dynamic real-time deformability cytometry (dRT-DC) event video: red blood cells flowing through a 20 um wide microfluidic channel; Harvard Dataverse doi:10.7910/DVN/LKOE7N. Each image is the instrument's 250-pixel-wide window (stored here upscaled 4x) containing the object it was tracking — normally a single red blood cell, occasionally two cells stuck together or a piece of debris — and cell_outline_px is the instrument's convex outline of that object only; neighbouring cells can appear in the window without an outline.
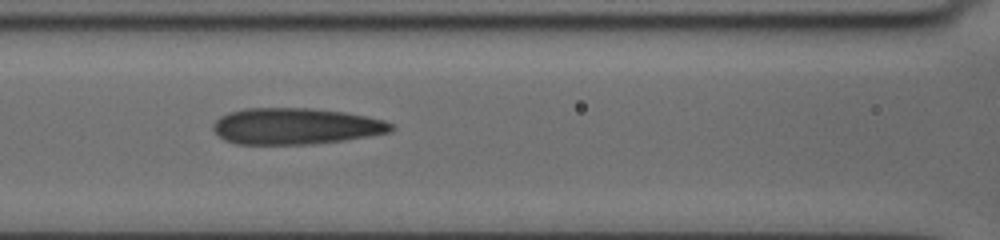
{"species": "human", "species_latin": "Homo sapiens", "temperature_condition": "cold", "stored_images_in_passage": 12, "segment_of_instrument_passage": [2, 2], "camera_frame_rate_fps": 3000, "um_per_image_px": 0.085, "donor": {"sex": "female"}, "frame": {"image": 1, "passage_image": 12, "time_ms": 3.667, "image_size_px": [1000, 240], "cell_outline_px": [[564, 160], [556, 164], [536, 168], [400, 160], [396, 156], [432, 148], [540, 148], [564, 156]], "centroid_in_image_um": [41.45, 13.32], "position_along_channel_um": 125.2, "area_um2": 17.69}}